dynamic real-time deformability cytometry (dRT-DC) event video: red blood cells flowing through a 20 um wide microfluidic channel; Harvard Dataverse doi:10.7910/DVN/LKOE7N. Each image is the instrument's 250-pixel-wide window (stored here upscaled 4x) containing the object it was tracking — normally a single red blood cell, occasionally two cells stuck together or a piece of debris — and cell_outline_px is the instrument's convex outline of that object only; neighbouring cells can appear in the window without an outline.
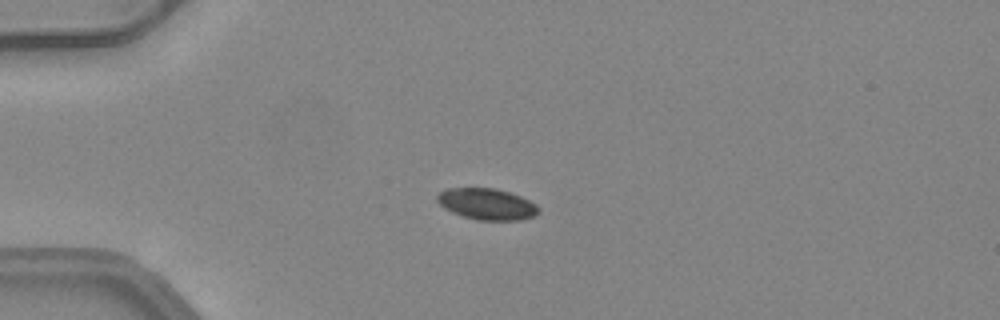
{"species": "common noctule bat (a hibernating species)", "species_latin": "Nyctalus noctula", "temperature_condition": "warm", "stored_images_in_passage": 41, "camera_frame_rate_fps": 3000, "um_per_image_px": 0.085, "animal": {"sex": "female", "body_mass_g": 24.6, "forearm_length_mm": 56.2}, "frame": {"image": 1, "passage_image": 4, "time_ms": 1.0, "image_size_px": [1000, 320], "cell_outline_px": [[540, 212], [536, 216], [520, 220], [476, 220], [452, 212], [444, 208], [436, 200], [436, 196], [440, 192], [448, 188], [496, 188], [520, 196], [536, 204], [540, 208]], "centroid_in_image_um": [41.4, 17.35], "position_along_channel_um": 43.6, "area_um2": 18.55}}
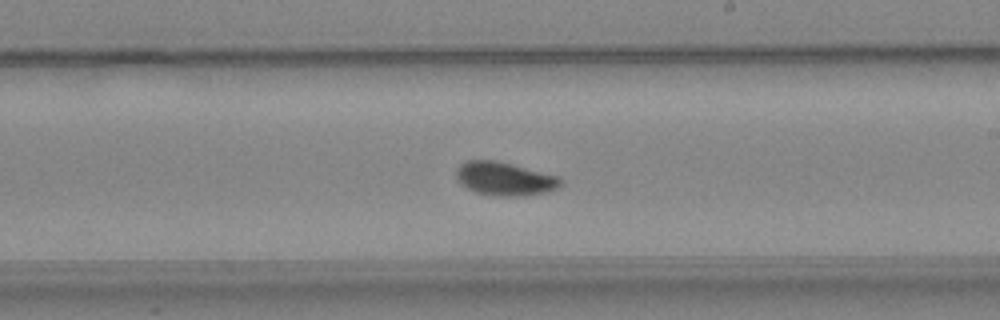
{"frame": {"image": 2, "passage_image": 21, "time_ms": 6.667, "image_size_px": [1000, 320], "cell_outline_px": [[564, 184], [548, 192], [524, 196], [496, 196], [476, 192], [460, 184], [456, 176], [456, 168], [460, 164], [468, 160], [496, 160], [560, 176], [564, 180]], "centroid_in_image_um": [42.94, 15.19], "position_along_channel_um": 246.1, "area_um2": 20.63}}
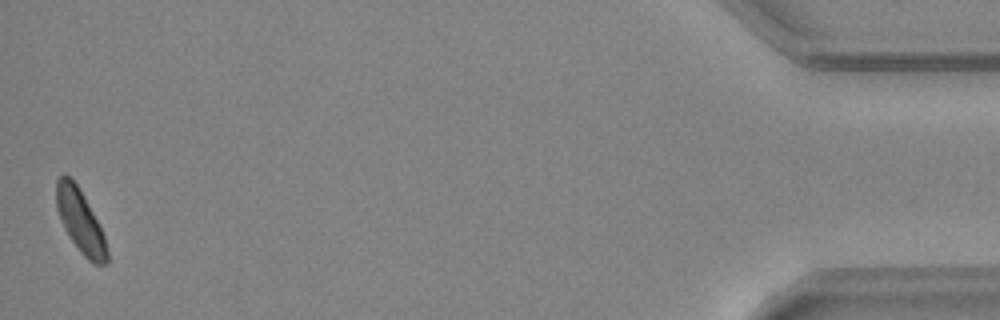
{"frame": {"image": 3, "passage_image": 41, "time_ms": 13.333, "image_size_px": [1000, 320], "cell_outline_px": [[108, 264], [92, 264], [80, 252], [68, 236], [64, 228], [56, 208], [56, 180], [64, 172], [76, 184], [92, 212], [104, 236], [108, 252]], "centroid_in_image_um": [6.8, 18.83], "position_along_channel_um": 428.4, "area_um2": 18.38}, "authors_computed_cell_mechanics": {"area_um2": 19.1318, "velocity_mm_per_s": 4.0781, "shape_relaxation_time_tau1_ms": 6.6834, "shape_relaxation_time_tau2_ms": null, "deformation_change_tau1": 0.1081, "deformation_change_tau2": null}}